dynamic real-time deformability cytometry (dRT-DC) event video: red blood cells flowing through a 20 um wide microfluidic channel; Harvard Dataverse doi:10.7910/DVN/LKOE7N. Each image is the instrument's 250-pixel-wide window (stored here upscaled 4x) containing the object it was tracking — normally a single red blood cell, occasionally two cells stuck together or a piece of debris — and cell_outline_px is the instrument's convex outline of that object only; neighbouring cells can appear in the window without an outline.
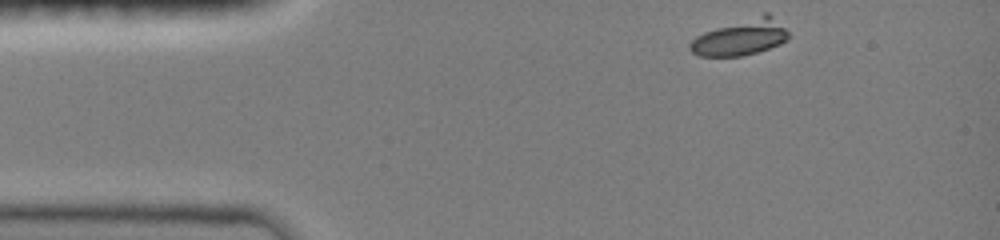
{"species": "common noctule bat (a hibernating species)", "species_latin": "Nyctalus noctula", "temperature_condition": "room temperature", "stored_images_in_passage": 34, "camera_frame_rate_fps": 3000, "um_per_image_px": 0.085, "animal": {"sex": "female", "body_mass_g": 19.0, "forearm_length_mm": 51.5}, "frame": {"image": 1, "passage_image": 1, "time_ms": 0.0, "image_size_px": [1000, 240], "cell_outline_px": [[788, 40], [780, 44], [756, 52], [740, 56], [696, 56], [688, 48], [688, 44], [696, 36], [704, 32], [764, 12], [768, 12], [788, 32]], "centroid_in_image_um": [62.93, 3.18], "position_along_channel_um": 22.1, "area_um2": 20.46}}
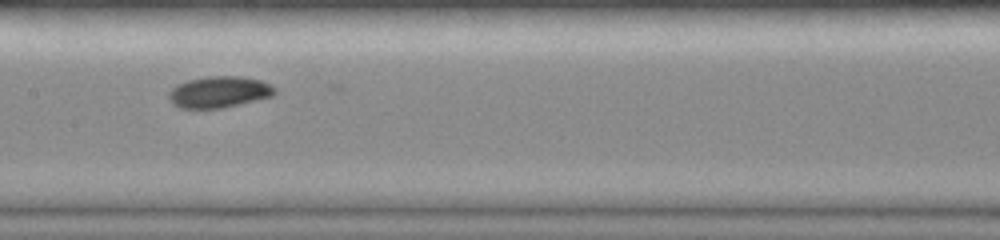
{"frame": {"image": 2, "passage_image": 16, "time_ms": 5.667, "image_size_px": [1000, 240], "cell_outline_px": [[276, 92], [272, 96], [224, 108], [180, 108], [172, 104], [168, 100], [168, 92], [176, 84], [188, 80], [208, 76], [240, 76], [260, 80], [272, 84], [276, 88]], "centroid_in_image_um": [18.61, 7.82], "position_along_channel_um": 188.8, "area_um2": 19.59}}
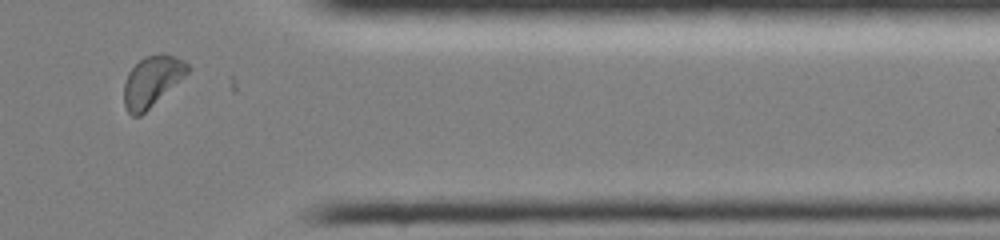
{"frame": {"image": 3, "passage_image": 31, "time_ms": 11.0, "image_size_px": [1000, 240], "cell_outline_px": [[192, 68], [184, 76], [140, 116], [132, 116], [128, 112], [124, 104], [124, 84], [128, 72], [144, 56], [160, 52], [164, 52], [176, 56], [184, 60]], "centroid_in_image_um": [12.92, 6.85], "position_along_channel_um": 398.5, "area_um2": 18.67}}